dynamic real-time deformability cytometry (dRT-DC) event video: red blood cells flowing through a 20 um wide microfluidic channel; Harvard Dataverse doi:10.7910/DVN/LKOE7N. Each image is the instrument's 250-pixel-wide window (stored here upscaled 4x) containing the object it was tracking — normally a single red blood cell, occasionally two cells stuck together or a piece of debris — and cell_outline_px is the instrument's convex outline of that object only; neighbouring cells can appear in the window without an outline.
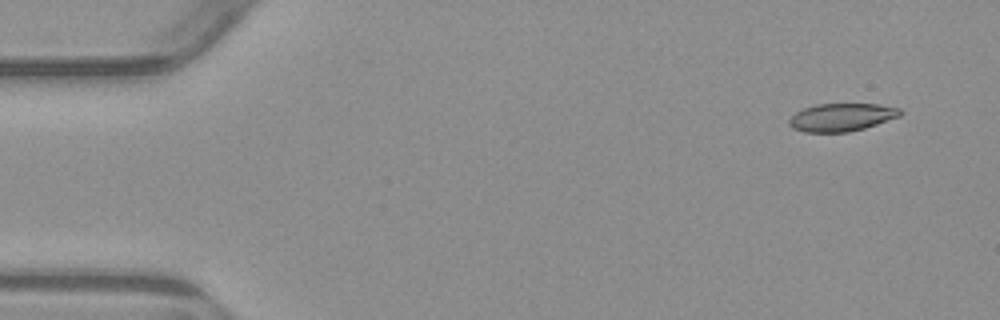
{"species": "common noctule bat (a hibernating species)", "species_latin": "Nyctalus noctula", "temperature_condition": "warm", "stored_images_in_passage": 4, "camera_frame_rate_fps": 3000, "um_per_image_px": 0.085, "animal": {"sex": "male", "body_mass_g": 23.1, "forearm_length_mm": 52.7}, "frame": {"image": 1, "passage_image": 1, "time_ms": 0.0, "image_size_px": [1000, 320], "cell_outline_px": [[904, 112], [900, 116], [864, 128], [848, 132], [804, 132], [792, 128], [788, 124], [788, 120], [796, 112], [804, 108], [816, 104], [880, 104], [900, 108]], "centroid_in_image_um": [71.54, 9.96], "position_along_channel_um": 13.5, "area_um2": 18.09}}
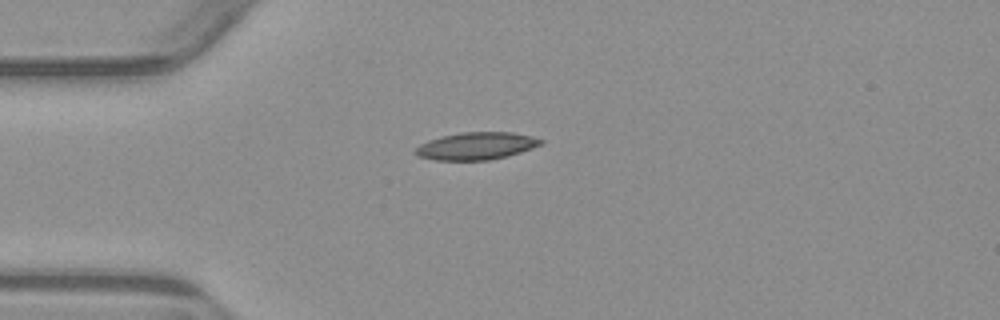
{"frame": {"image": 2, "passage_image": 3, "time_ms": 3.333, "image_size_px": [1000, 320], "cell_outline_px": [[544, 144], [508, 156], [488, 160], [436, 160], [416, 156], [412, 152], [420, 144], [428, 140], [460, 132], [512, 132], [532, 136], [544, 140]], "centroid_in_image_um": [40.49, 12.41], "position_along_channel_um": 44.5, "area_um2": 20.11}}